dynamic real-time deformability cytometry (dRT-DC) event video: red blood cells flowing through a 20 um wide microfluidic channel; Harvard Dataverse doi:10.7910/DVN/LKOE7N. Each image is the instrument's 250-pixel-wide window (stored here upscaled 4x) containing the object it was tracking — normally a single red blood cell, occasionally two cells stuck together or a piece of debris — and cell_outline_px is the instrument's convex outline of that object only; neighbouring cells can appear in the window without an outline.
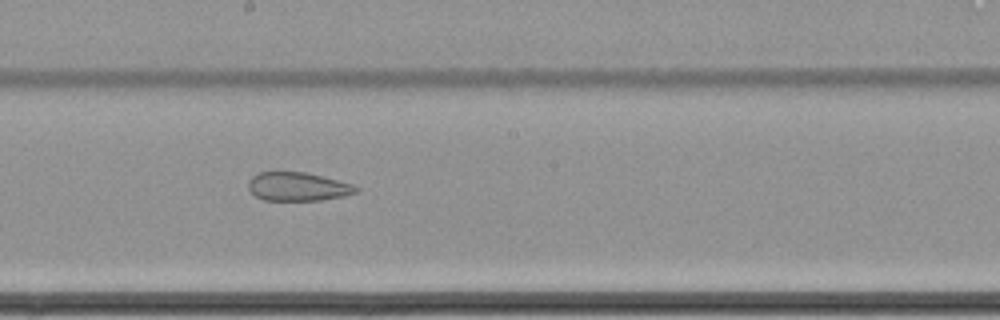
{"species": "common noctule bat (a hibernating species)", "species_latin": "Nyctalus noctula", "temperature_condition": "cold", "stored_images_in_passage": 27, "camera_frame_rate_fps": 3000, "um_per_image_px": 0.085, "animal": {"sex": "female", "body_mass_g": 22.7, "forearm_length_mm": 54.2}, "frame": {"image": 1, "passage_image": 15, "time_ms": 4.667, "image_size_px": [1000, 320], "cell_outline_px": [[360, 192], [344, 196], [320, 200], [264, 200], [256, 196], [248, 188], [248, 180], [252, 176], [260, 172], [304, 172], [352, 184], [360, 188]], "centroid_in_image_um": [25.32, 15.87], "position_along_channel_um": 222.9, "area_um2": 17.86}}